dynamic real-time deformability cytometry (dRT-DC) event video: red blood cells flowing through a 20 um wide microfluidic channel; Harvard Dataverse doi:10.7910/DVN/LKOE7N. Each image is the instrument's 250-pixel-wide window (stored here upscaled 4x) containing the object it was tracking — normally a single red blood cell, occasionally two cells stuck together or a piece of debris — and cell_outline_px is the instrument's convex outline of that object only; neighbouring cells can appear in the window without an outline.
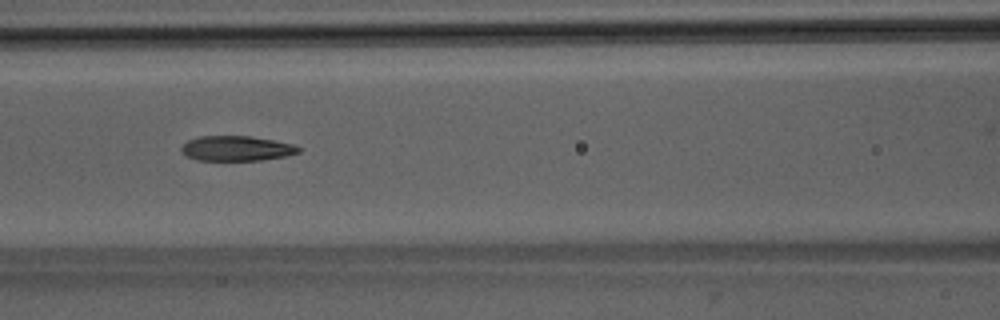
{"species": "Egyptian fruit bat (a non-hibernating species)", "species_latin": "Rousettus aegyptiacus", "temperature_condition": "room temperature", "stored_images_in_passage": 44, "camera_frame_rate_fps": 3000, "um_per_image_px": 0.085, "animal": {"sex": "male"}, "frame": {"image": 1, "passage_image": 22, "time_ms": 7.0, "image_size_px": [1000, 320], "cell_outline_px": [[300, 152], [284, 156], [260, 160], [196, 160], [184, 156], [180, 152], [180, 148], [188, 140], [200, 136], [248, 136], [272, 140], [292, 144], [300, 148]], "centroid_in_image_um": [20.03, 12.62], "position_along_channel_um": 146.6, "area_um2": 16.99}, "authors_computed_cell_mechanics": {"area_um2": 18.0336, "velocity_mm_per_s": 4.0309, "shape_relaxation_time_tau1_ms": 7.1141, "shape_relaxation_time_tau2_ms": 1.355, "deformation_change_tau1": 0.227, "deformation_change_tau2": 0.0861}}